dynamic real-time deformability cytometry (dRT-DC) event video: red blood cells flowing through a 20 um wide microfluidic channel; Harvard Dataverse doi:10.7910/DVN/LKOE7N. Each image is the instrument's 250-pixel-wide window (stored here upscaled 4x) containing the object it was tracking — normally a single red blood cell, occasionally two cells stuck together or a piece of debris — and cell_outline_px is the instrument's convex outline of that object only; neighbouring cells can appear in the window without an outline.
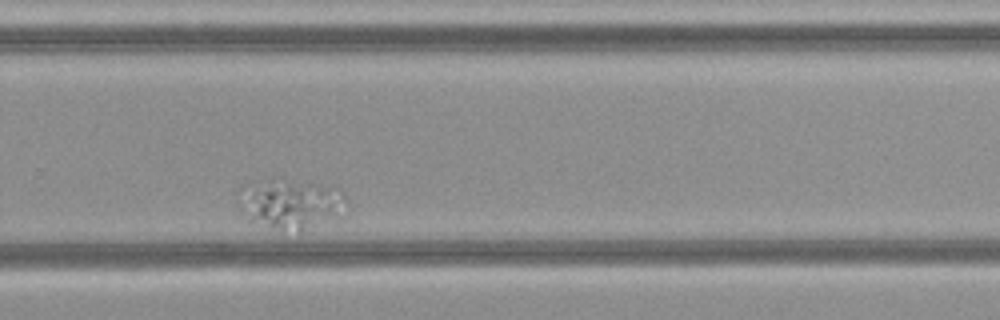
{"species": "common noctule bat (a hibernating species)", "species_latin": "Nyctalus noctula", "temperature_condition": "cold", "stored_images_in_passage": 22, "segment_of_instrument_passage": [2, 2], "camera_frame_rate_fps": 3000, "um_per_image_px": 0.085, "animal": {"sex": "female", "body_mass_g": 21.9}, "frame": {"image": 1, "passage_image": 17, "time_ms": 5.333, "image_size_px": [1000, 320], "cell_outline_px": [[348, 212], [300, 232], [280, 228], [248, 220], [240, 212], [236, 204], [236, 192], [244, 184], [256, 180], [284, 176], [336, 184], [344, 192], [348, 200]], "centroid_in_image_um": [24.73, 17.21], "position_along_channel_um": 305.1, "area_um2": 33.7}}
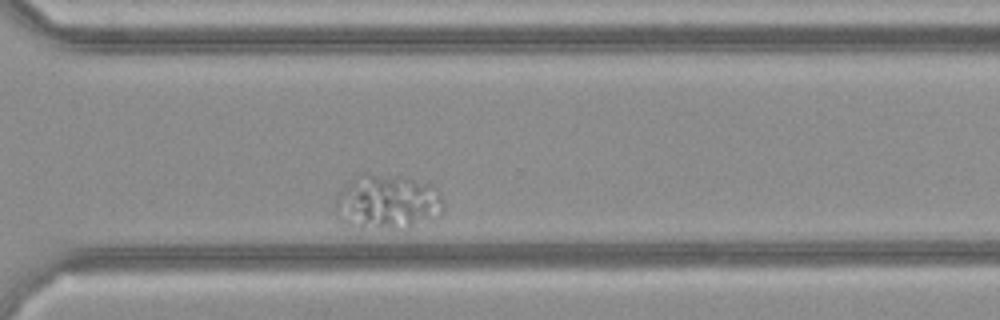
{"frame": {"image": 2, "passage_image": 19, "time_ms": 6.0, "image_size_px": [1000, 320], "cell_outline_px": [[444, 208], [440, 216], [432, 220], [408, 228], [360, 228], [344, 224], [336, 216], [336, 196], [352, 180], [364, 172], [368, 172], [432, 184], [440, 192], [444, 200]], "centroid_in_image_um": [32.96, 17.2], "position_along_channel_um": 337.6, "area_um2": 34.68}}